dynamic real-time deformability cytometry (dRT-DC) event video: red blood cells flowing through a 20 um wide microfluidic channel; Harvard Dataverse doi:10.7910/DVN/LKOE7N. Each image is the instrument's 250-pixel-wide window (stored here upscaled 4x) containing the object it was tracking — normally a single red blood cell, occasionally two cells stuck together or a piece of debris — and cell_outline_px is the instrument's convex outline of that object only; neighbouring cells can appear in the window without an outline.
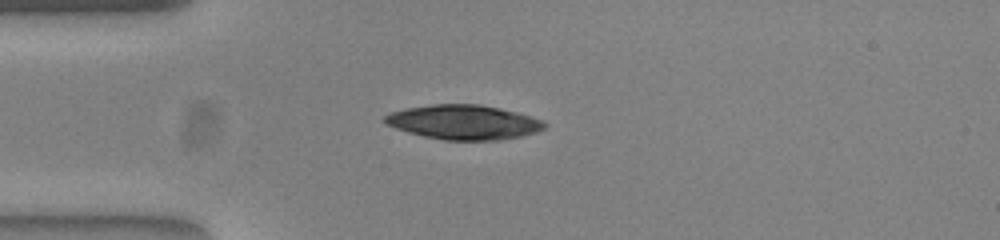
{"species": "common noctule bat (a hibernating species)", "species_latin": "Nyctalus noctula", "temperature_condition": "warm", "stored_images_in_passage": 42, "camera_frame_rate_fps": 3000, "um_per_image_px": 0.085, "animal": {"sex": "female", "body_mass_g": 23.0, "forearm_length_mm": 53.4}, "frame": {"image": 1, "passage_image": 3, "time_ms": 0.667, "image_size_px": [1000, 240], "cell_outline_px": [[548, 124], [544, 128], [536, 132], [520, 136], [500, 140], [444, 140], [424, 136], [408, 132], [396, 128], [388, 124], [384, 120], [384, 116], [392, 112], [408, 108], [436, 104], [480, 104], [516, 112], [540, 120]], "centroid_in_image_um": [39.42, 10.39], "position_along_channel_um": 45.6, "area_um2": 31.67}}